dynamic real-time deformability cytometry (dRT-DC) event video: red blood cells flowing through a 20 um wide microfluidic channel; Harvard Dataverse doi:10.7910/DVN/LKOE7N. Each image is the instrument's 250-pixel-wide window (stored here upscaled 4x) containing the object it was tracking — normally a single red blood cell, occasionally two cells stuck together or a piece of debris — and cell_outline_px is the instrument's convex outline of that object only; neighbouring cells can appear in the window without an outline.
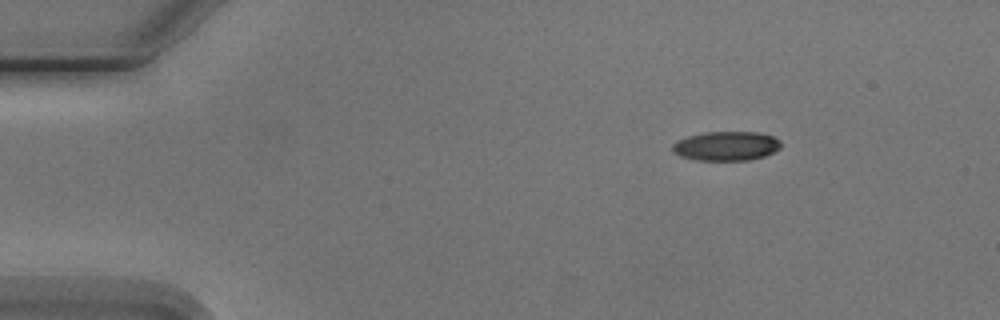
{"species": "Egyptian fruit bat (a non-hibernating species)", "species_latin": "Rousettus aegyptiacus", "temperature_condition": "cold", "stored_images_in_passage": 3, "camera_frame_rate_fps": 3000, "um_per_image_px": 0.085, "animal": {"sex": "male"}, "frame": {"image": 1, "passage_image": 1, "time_ms": 0.0, "image_size_px": [1000, 320], "cell_outline_px": [[780, 148], [764, 156], [748, 160], [696, 160], [680, 156], [672, 152], [672, 144], [676, 140], [688, 136], [704, 132], [760, 132], [772, 136], [780, 140]], "centroid_in_image_um": [61.69, 12.4], "position_along_channel_um": 23.3, "area_um2": 18.55}}